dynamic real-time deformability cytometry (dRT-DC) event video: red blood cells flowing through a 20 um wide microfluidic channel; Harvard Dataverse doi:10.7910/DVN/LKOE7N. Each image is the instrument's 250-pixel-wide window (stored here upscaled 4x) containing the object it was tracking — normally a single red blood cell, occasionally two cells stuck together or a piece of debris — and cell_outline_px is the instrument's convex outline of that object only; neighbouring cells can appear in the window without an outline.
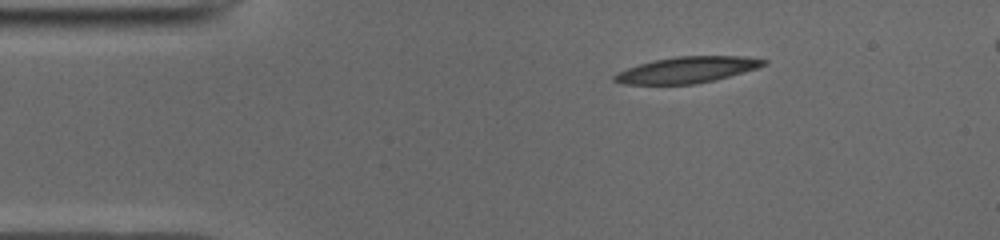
{"species": "common noctule bat (a hibernating species)", "species_latin": "Nyctalus noctula", "temperature_condition": "cold", "stored_images_in_passage": 43, "camera_frame_rate_fps": 3000, "um_per_image_px": 0.085, "animal": {"sex": "male", "body_mass_g": 19.0, "forearm_length_mm": 50.8}, "frame": {"image": 1, "passage_image": 1, "time_ms": 0.0, "image_size_px": [1000, 240], "cell_outline_px": [[768, 64], [756, 68], [728, 76], [696, 84], [620, 84], [612, 80], [612, 76], [628, 68], [640, 64], [656, 60], [676, 56], [744, 56], [768, 60]], "centroid_in_image_um": [58.4, 5.93], "position_along_channel_um": 26.6, "area_um2": 22.48}}
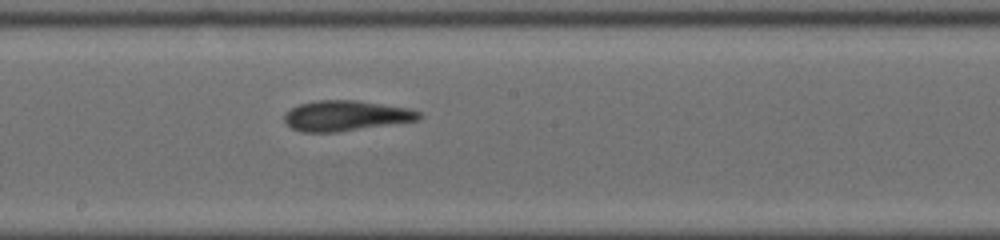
{"frame": {"image": 2, "passage_image": 20, "time_ms": 6.333, "image_size_px": [1000, 240], "cell_outline_px": [[424, 116], [420, 120], [340, 132], [304, 132], [292, 128], [284, 120], [284, 116], [292, 108], [300, 104], [316, 100], [356, 100], [408, 108], [420, 112]], "centroid_in_image_um": [29.45, 9.84], "position_along_channel_um": 218.8, "area_um2": 23.81}}
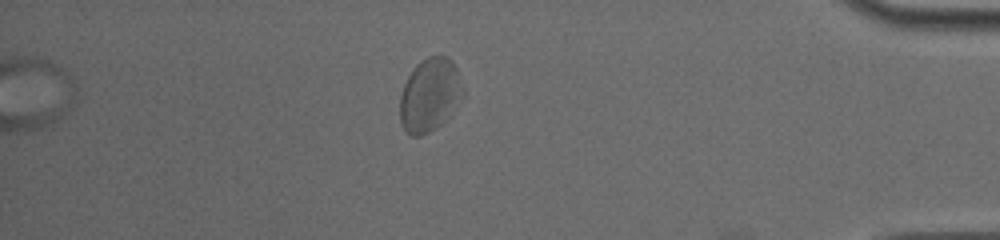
{"frame": {"image": 3, "passage_image": 37, "time_ms": 12.0, "image_size_px": [1000, 240], "cell_outline_px": [[464, 96], [440, 124], [436, 128], [420, 136], [412, 136], [404, 128], [400, 120], [400, 96], [404, 84], [412, 68], [420, 60], [428, 56], [448, 56], [452, 60], [456, 68], [464, 92]], "centroid_in_image_um": [36.52, 8.04], "position_along_channel_um": 398.7, "area_um2": 26.76}, "authors_computed_cell_mechanics": {"area_um2": 23.9292, "velocity_mm_per_s": 3.8819, "shape_relaxation_time_tau1_ms": 8.0204, "shape_relaxation_time_tau2_ms": 2.845, "deformation_change_tau1": 0.1697, "deformation_change_tau2": 0.1134}}